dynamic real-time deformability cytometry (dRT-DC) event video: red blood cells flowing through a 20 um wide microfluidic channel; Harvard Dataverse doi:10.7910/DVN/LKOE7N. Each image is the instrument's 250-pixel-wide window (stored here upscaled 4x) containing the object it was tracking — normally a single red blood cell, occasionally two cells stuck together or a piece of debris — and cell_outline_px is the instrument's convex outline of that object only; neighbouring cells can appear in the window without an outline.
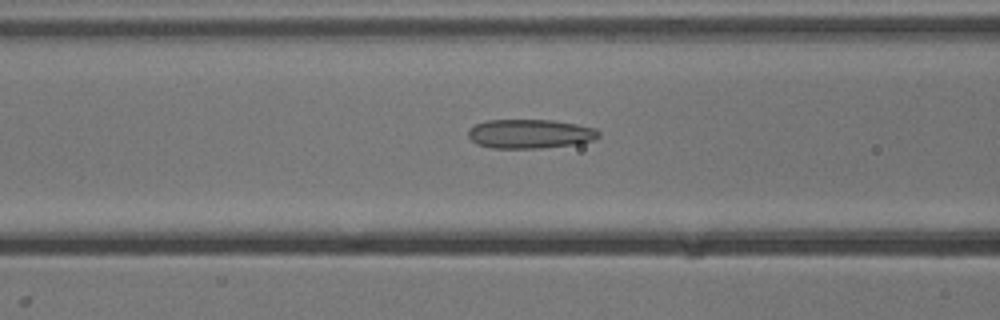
{"species": "common noctule bat (a hibernating species)", "species_latin": "Nyctalus noctula", "temperature_condition": "cold", "stored_images_in_passage": 42, "camera_frame_rate_fps": 3000, "um_per_image_px": 0.085, "animal": {"sex": "male", "body_mass_g": 13.3}, "frame": {"image": 1, "passage_image": 10, "time_ms": 3.0, "image_size_px": [1000, 320], "cell_outline_px": [[600, 136], [596, 140], [576, 144], [540, 148], [492, 148], [476, 144], [468, 136], [468, 132], [476, 124], [484, 120], [552, 120], [576, 124], [596, 128], [600, 132]], "centroid_in_image_um": [45.08, 11.38], "position_along_channel_um": 121.5, "area_um2": 22.25}}
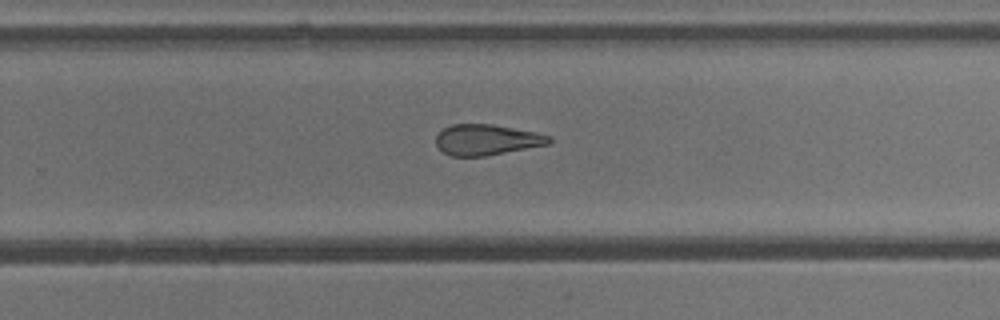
{"frame": {"image": 2, "passage_image": 23, "time_ms": 7.333, "image_size_px": [1000, 320], "cell_outline_px": [[552, 144], [484, 156], [452, 156], [444, 152], [436, 144], [436, 136], [444, 128], [452, 124], [492, 124], [536, 132], [552, 136]], "centroid_in_image_um": [41.42, 11.88], "position_along_channel_um": 288.4, "area_um2": 20.29}}
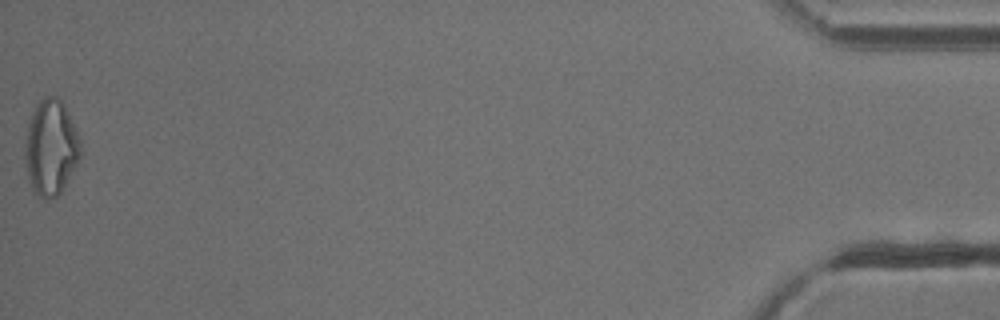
{"frame": {"image": 3, "passage_image": 42, "time_ms": 13.667, "image_size_px": [1000, 320], "cell_outline_px": [[80, 156], [76, 164], [60, 192], [56, 196], [48, 200], [44, 200], [36, 196], [32, 192], [28, 180], [24, 160], [24, 144], [28, 124], [32, 112], [36, 104], [44, 96], [56, 96], [64, 104], [80, 140]], "centroid_in_image_um": [4.27, 12.57], "position_along_channel_um": 430.9, "area_um2": 30.98}, "authors_computed_cell_mechanics": {"area_um2": 22.3686, "velocity_mm_per_s": 3.8572, "shape_relaxation_time_tau1_ms": null, "shape_relaxation_time_tau2_ms": 3.01, "deformation_change_tau1": null, "deformation_change_tau2": 0.1201}}